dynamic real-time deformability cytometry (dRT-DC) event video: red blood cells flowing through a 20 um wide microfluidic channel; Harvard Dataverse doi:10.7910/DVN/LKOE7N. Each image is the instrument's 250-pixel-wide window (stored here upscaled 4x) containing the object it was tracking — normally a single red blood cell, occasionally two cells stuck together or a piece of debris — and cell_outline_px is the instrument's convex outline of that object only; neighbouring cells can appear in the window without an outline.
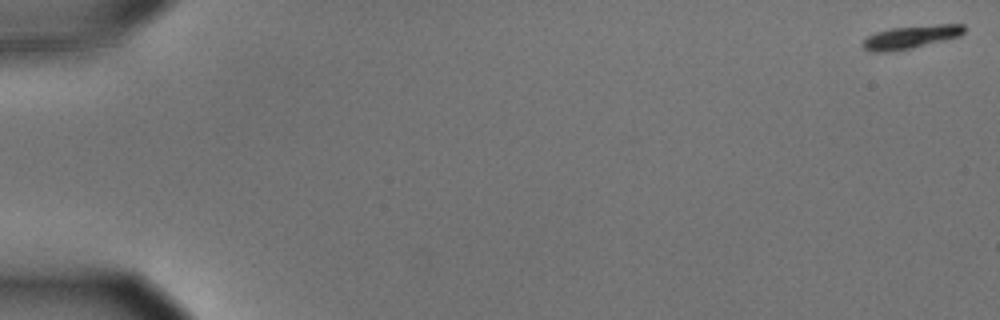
{"species": "common noctule bat (a hibernating species)", "species_latin": "Nyctalus noctula", "temperature_condition": "cold", "stored_images_in_passage": 57, "camera_frame_rate_fps": 3000, "um_per_image_px": 0.085, "animal": {"sex": "male", "body_mass_g": 15.6}, "frame": {"image": 1, "passage_image": 1, "time_ms": 0.0, "image_size_px": [1000, 320], "cell_outline_px": [[964, 32], [960, 36], [912, 48], [888, 52], [872, 52], [864, 48], [860, 44], [868, 36], [876, 32], [892, 28], [936, 24], [964, 24]], "centroid_in_image_um": [77.41, 3.15], "position_along_channel_um": 7.6, "area_um2": 13.58}}
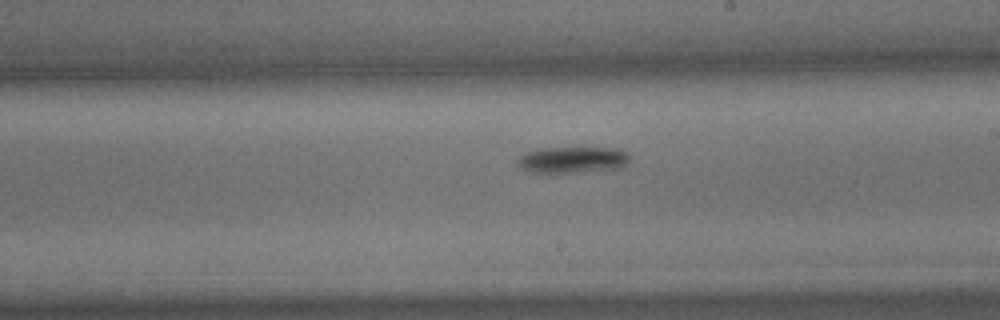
{"frame": {"image": 2, "passage_image": 34, "time_ms": 11.0, "image_size_px": [1000, 320], "cell_outline_px": [[628, 160], [620, 168], [580, 172], [532, 172], [516, 164], [516, 160], [524, 152], [540, 148], [616, 148], [628, 152]], "centroid_in_image_um": [48.64, 13.57], "position_along_channel_um": 240.4, "area_um2": 17.05}}
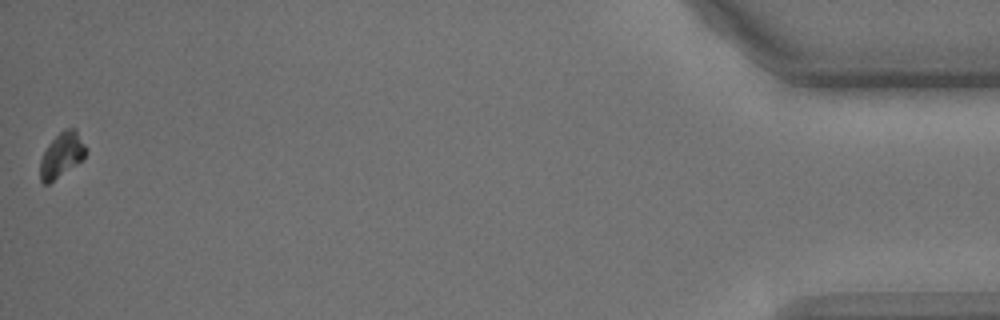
{"frame": {"image": 3, "passage_image": 57, "time_ms": 18.667, "image_size_px": [1000, 320], "cell_outline_px": [[88, 148], [84, 160], [48, 184], [44, 184], [40, 180], [40, 160], [48, 144], [64, 128], [76, 128]], "centroid_in_image_um": [5.29, 13.16], "position_along_channel_um": 429.9, "area_um2": 12.2}, "authors_computed_cell_mechanics": {"area_um2": 15.2014, "velocity_mm_per_s": 3.5866, "shape_relaxation_time_tau1_ms": 1.3112, "shape_relaxation_time_tau2_ms": null, "deformation_change_tau1": 0.1125, "deformation_change_tau2": null}}